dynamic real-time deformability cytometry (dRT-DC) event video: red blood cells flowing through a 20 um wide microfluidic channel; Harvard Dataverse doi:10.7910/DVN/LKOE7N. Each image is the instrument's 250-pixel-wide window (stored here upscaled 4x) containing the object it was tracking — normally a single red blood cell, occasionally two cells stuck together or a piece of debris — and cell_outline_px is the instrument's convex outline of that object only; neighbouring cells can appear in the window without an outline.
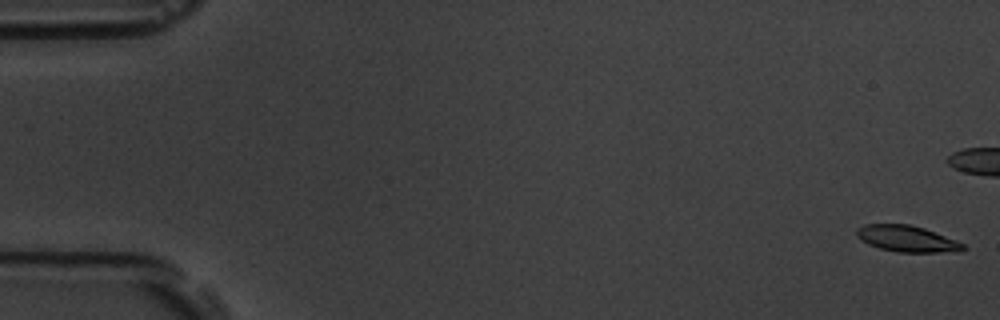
{"species": "common noctule bat (a hibernating species)", "species_latin": "Nyctalus noctula", "temperature_condition": "room temperature", "stored_images_in_passage": 6, "camera_frame_rate_fps": 3000, "um_per_image_px": 0.085, "animal": {"sex": "male", "body_mass_g": 19.5, "forearm_length_mm": 54.6}, "frame": {"image": 1, "passage_image": 1, "time_ms": 0.0, "image_size_px": [1000, 320], "cell_outline_px": [[968, 248], [940, 252], [900, 252], [880, 248], [868, 244], [860, 240], [856, 236], [856, 228], [864, 224], [908, 224], [924, 228], [956, 240], [964, 244]], "centroid_in_image_um": [77.03, 20.27], "position_along_channel_um": 8.0, "area_um2": 16.13}}
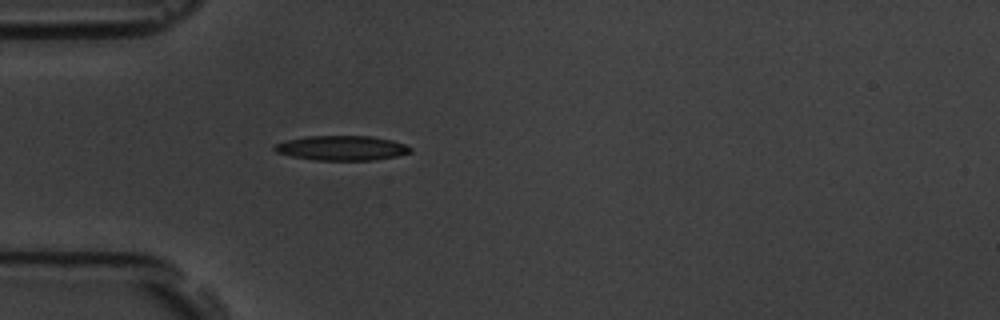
{"frame": {"image": 2, "passage_image": 6, "time_ms": 6.667, "image_size_px": [1000, 320], "cell_outline_px": [[412, 152], [396, 156], [372, 160], [316, 160], [292, 156], [276, 152], [272, 148], [276, 144], [288, 140], [304, 136], [368, 136], [392, 140], [404, 144], [412, 148]], "centroid_in_image_um": [29.05, 12.58], "position_along_channel_um": 55.9, "area_um2": 19.42}}